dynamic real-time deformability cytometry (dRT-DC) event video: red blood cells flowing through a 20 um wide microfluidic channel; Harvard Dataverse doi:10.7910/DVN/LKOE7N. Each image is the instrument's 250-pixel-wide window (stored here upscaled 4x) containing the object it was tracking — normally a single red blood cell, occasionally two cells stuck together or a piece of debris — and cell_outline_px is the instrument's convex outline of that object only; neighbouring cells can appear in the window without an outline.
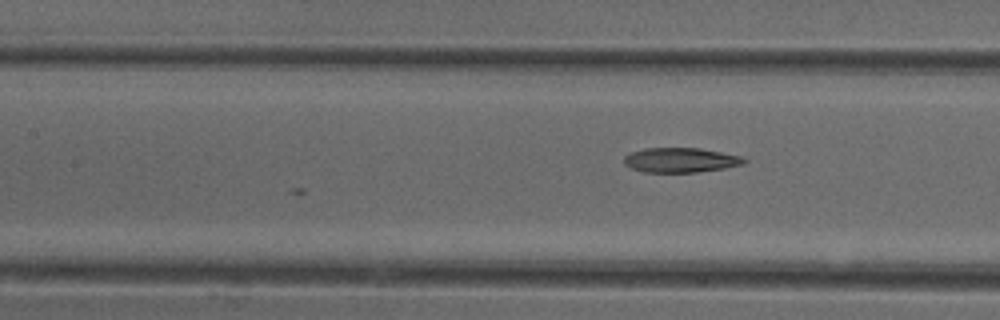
{"species": "common noctule bat (a hibernating species)", "species_latin": "Nyctalus noctula", "temperature_condition": "cold", "stored_images_in_passage": 23, "camera_frame_rate_fps": 3000, "um_per_image_px": 0.085, "animal": {"sex": "female"}, "frame": {"image": 1, "passage_image": 23, "time_ms": 7.333, "image_size_px": [1000, 320], "cell_outline_px": [[748, 160], [744, 164], [724, 168], [696, 172], [644, 172], [632, 168], [624, 164], [624, 156], [632, 152], [644, 148], [700, 148], [740, 156]], "centroid_in_image_um": [57.84, 13.6], "position_along_channel_um": 149.6, "area_um2": 17.17}}